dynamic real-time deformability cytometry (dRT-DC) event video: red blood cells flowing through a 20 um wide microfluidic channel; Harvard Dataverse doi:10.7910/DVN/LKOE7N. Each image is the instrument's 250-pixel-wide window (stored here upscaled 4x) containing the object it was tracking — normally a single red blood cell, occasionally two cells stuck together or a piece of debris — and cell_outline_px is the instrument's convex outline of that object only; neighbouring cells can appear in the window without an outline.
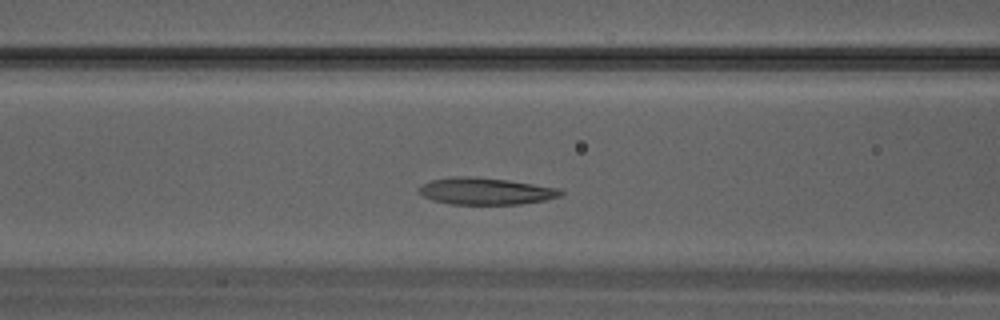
{"species": "Egyptian fruit bat (a non-hibernating species)", "species_latin": "Rousettus aegyptiacus", "temperature_condition": "warm", "stored_images_in_passage": 28, "camera_frame_rate_fps": 3000, "um_per_image_px": 0.085, "animal": {"sex": "male"}, "frame": {"image": 1, "passage_image": 9, "time_ms": 2.667, "image_size_px": [1000, 320], "cell_outline_px": [[564, 192], [560, 196], [544, 200], [520, 204], [452, 204], [432, 200], [424, 196], [420, 192], [420, 188], [424, 184], [432, 180], [456, 176], [472, 176], [508, 180], [560, 188]], "centroid_in_image_um": [41.32, 16.25], "position_along_channel_um": 125.3, "area_um2": 21.96}}
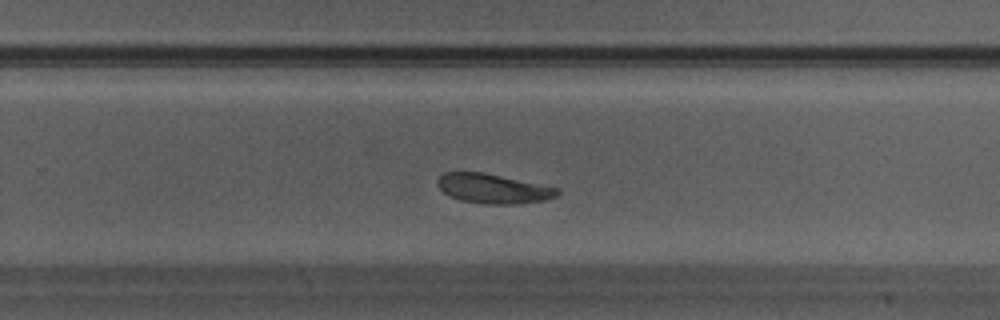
{"frame": {"image": 2, "passage_image": 17, "time_ms": 5.333, "image_size_px": [1000, 320], "cell_outline_px": [[560, 192], [556, 196], [544, 200], [516, 204], [480, 204], [460, 200], [448, 196], [436, 184], [436, 180], [444, 172], [484, 172], [560, 188]], "centroid_in_image_um": [41.9, 16.03], "position_along_channel_um": 287.9, "area_um2": 20.81}}
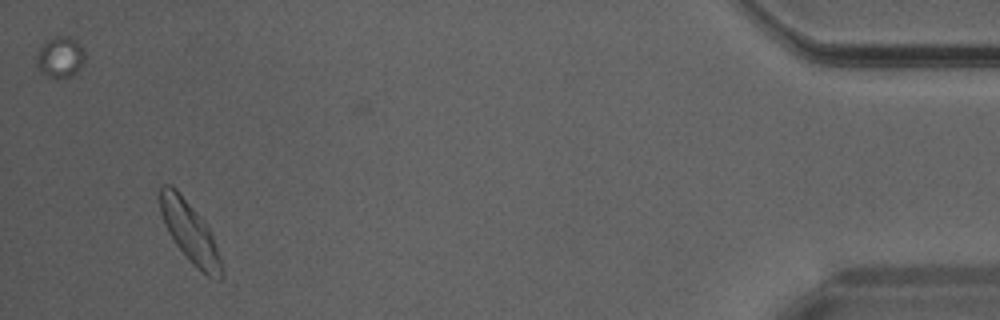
{"frame": {"image": 3, "passage_image": 27, "time_ms": 8.667, "image_size_px": [1000, 320], "cell_outline_px": [[224, 280], [220, 280], [208, 276], [176, 244], [168, 232], [160, 212], [160, 184], [168, 184], [176, 188], [204, 220], [216, 244], [224, 268]], "centroid_in_image_um": [16.16, 19.7], "position_along_channel_um": 419.0, "area_um2": 21.33}}